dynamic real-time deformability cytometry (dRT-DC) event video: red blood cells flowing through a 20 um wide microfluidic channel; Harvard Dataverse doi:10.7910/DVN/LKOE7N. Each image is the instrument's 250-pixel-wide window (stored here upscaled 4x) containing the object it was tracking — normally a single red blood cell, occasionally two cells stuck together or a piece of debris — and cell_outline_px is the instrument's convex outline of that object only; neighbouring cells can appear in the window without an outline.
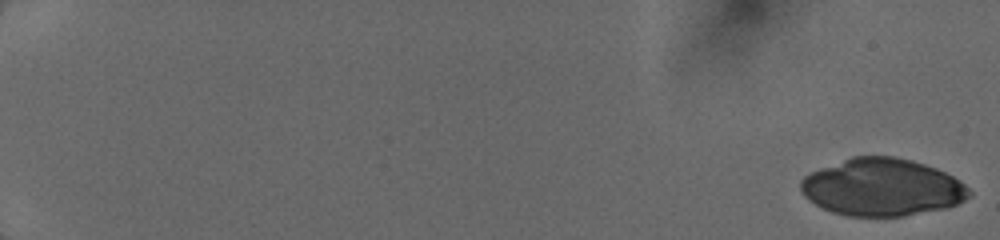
{"species": "human", "species_latin": "Homo sapiens", "temperature_condition": "cold", "stored_images_in_passage": 52, "camera_frame_rate_fps": 3000, "um_per_image_px": 0.085, "donor": {"sex": "female"}, "frame": {"image": 1, "passage_image": 1, "time_ms": 0.0, "image_size_px": [1000, 240], "cell_outline_px": [[972, 196], [948, 208], [904, 216], [848, 216], [832, 212], [820, 208], [808, 200], [804, 196], [800, 188], [800, 180], [808, 172], [852, 156], [896, 156], [912, 160], [936, 168], [960, 180], [972, 192]], "centroid_in_image_um": [74.96, 15.92], "position_along_channel_um": 10.0, "area_um2": 56.82}}
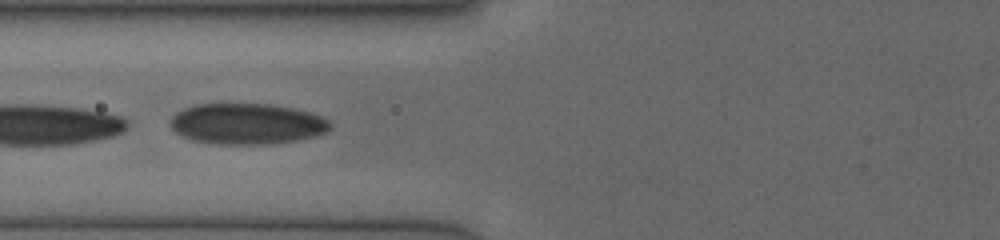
{"frame": {"image": 2, "passage_image": 35, "time_ms": 7.667, "image_size_px": [1000, 240], "cell_outline_px": [[332, 128], [328, 132], [296, 140], [272, 144], [216, 144], [192, 140], [176, 132], [168, 124], [168, 120], [176, 112], [184, 108], [196, 104], [272, 104], [312, 112], [328, 120], [332, 124]], "centroid_in_image_um": [20.98, 10.52], "position_along_channel_um": 104.8, "area_um2": 38.32}}